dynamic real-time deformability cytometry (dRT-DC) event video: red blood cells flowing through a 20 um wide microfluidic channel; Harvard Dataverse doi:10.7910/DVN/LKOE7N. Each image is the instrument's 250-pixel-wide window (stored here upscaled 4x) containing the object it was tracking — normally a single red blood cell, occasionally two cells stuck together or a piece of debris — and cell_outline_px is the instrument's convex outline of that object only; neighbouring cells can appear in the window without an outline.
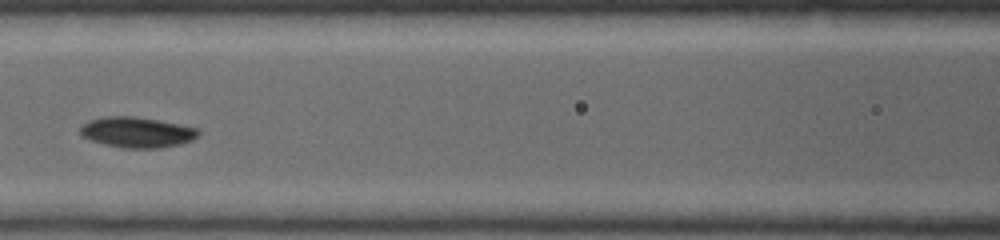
{"species": "common noctule bat (a hibernating species)", "species_latin": "Nyctalus noctula", "temperature_condition": "warm", "stored_images_in_passage": 35, "camera_frame_rate_fps": 5000, "um_per_image_px": 0.085, "animal": {"sex": "female", "body_mass_g": 19.0, "forearm_length_mm": 53.3}, "frame": {"image": 1, "passage_image": 10, "time_ms": 1.6, "image_size_px": [1000, 240], "cell_outline_px": [[200, 132], [192, 140], [180, 144], [160, 148], [120, 148], [104, 144], [92, 140], [84, 136], [80, 132], [80, 128], [88, 120], [104, 116], [136, 116], [180, 124], [196, 128]], "centroid_in_image_um": [11.64, 11.24], "position_along_channel_um": 155.0, "area_um2": 20.98}}